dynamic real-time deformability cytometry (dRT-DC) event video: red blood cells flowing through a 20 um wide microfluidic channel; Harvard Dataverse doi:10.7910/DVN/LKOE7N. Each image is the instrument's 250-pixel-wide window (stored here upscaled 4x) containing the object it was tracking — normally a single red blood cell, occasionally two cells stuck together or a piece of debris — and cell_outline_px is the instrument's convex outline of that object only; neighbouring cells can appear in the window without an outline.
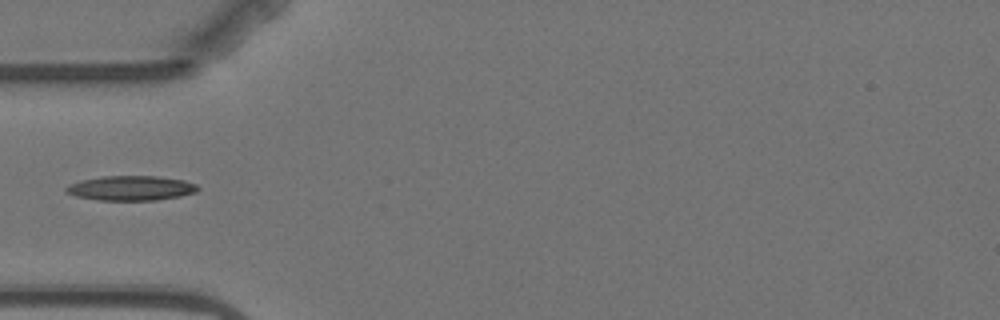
{"species": "Egyptian fruit bat (a non-hibernating species)", "species_latin": "Rousettus aegyptiacus", "temperature_condition": "warm", "stored_images_in_passage": 1, "camera_frame_rate_fps": 3000, "um_per_image_px": 0.085, "animal": {"sex": "female"}, "frame": {"image": 1, "passage_image": 1, "time_ms": 0.0, "image_size_px": [1000, 320], "cell_outline_px": [[200, 188], [196, 192], [180, 196], [156, 200], [96, 200], [76, 196], [64, 192], [64, 188], [68, 184], [80, 180], [104, 176], [156, 176], [184, 180], [196, 184]], "centroid_in_image_um": [11.1, 15.99], "position_along_channel_um": 73.9, "area_um2": 19.07}}